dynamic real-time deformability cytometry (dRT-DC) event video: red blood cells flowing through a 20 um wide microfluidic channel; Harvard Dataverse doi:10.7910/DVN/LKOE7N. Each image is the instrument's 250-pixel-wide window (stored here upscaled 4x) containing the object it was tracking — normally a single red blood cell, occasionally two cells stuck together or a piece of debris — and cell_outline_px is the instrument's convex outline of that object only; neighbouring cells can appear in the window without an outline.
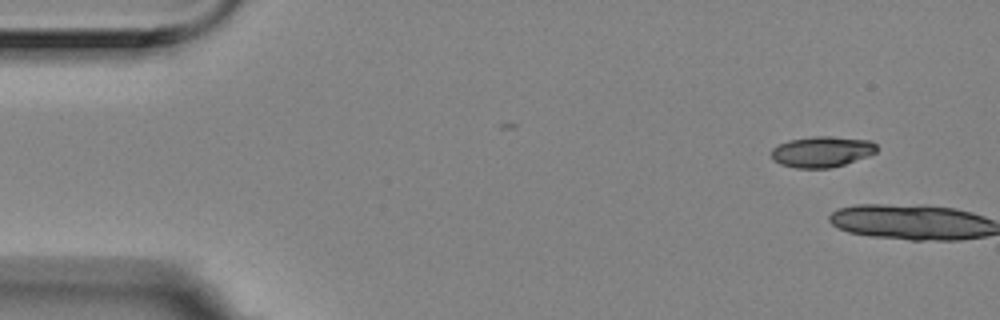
{"species": "Egyptian fruit bat (a non-hibernating species)", "species_latin": "Rousettus aegyptiacus", "temperature_condition": "room temperature", "stored_images_in_passage": 5, "camera_frame_rate_fps": 3000, "um_per_image_px": 0.085, "animal": {"sex": "female"}, "frame": {"image": 1, "passage_image": 1, "time_ms": 0.0, "image_size_px": [1000, 320], "cell_outline_px": [[876, 152], [868, 156], [844, 164], [828, 168], [796, 168], [780, 164], [772, 160], [772, 148], [788, 140], [812, 136], [828, 136], [872, 140], [876, 144]], "centroid_in_image_um": [69.85, 12.89], "position_along_channel_um": 15.1, "area_um2": 18.96}}